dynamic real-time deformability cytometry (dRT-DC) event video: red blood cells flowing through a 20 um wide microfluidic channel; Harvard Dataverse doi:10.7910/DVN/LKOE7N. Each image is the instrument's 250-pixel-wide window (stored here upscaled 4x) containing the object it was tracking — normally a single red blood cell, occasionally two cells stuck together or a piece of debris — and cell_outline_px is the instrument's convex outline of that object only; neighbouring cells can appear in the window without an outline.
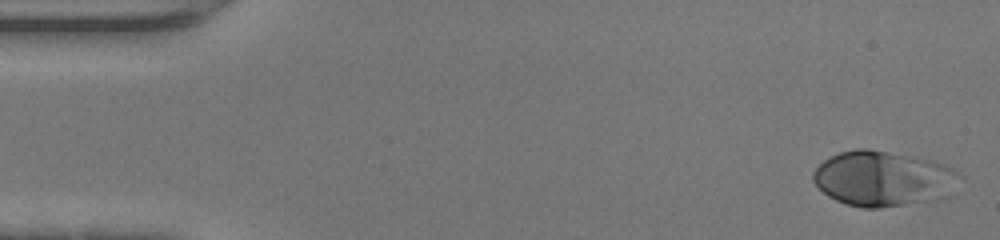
{"species": "human", "species_latin": "Homo sapiens", "temperature_condition": "warm", "stored_images_in_passage": 46, "camera_frame_rate_fps": 3000, "um_per_image_px": 0.085, "donor": {"sex": "female"}, "frame": {"image": 1, "passage_image": 1, "time_ms": 0.0, "image_size_px": [1000, 240], "cell_outline_px": [[964, 176], [956, 196], [944, 200], [880, 208], [864, 208], [848, 204], [836, 200], [828, 196], [812, 180], [812, 172], [824, 160], [840, 152], [856, 148], [868, 148], [936, 160], [952, 168]], "centroid_in_image_um": [75.24, 15.2], "position_along_channel_um": 9.8, "area_um2": 48.67}}
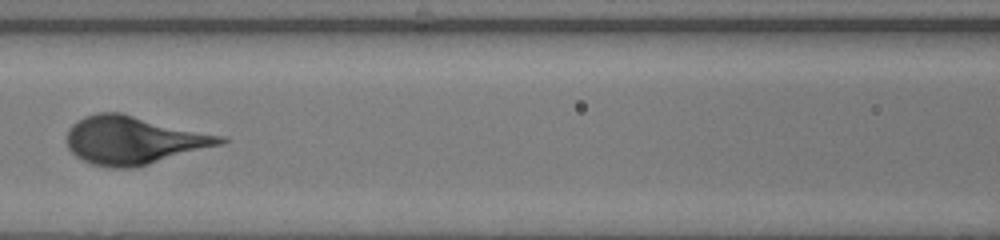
{"frame": {"image": 2, "passage_image": 20, "time_ms": 6.333, "image_size_px": [1000, 240], "cell_outline_px": [[228, 140], [224, 144], [136, 168], [112, 168], [92, 164], [76, 156], [68, 148], [68, 128], [72, 124], [84, 116], [96, 112], [120, 112], [228, 136]], "centroid_in_image_um": [11.43, 11.91], "position_along_channel_um": 155.2, "area_um2": 43.58}}
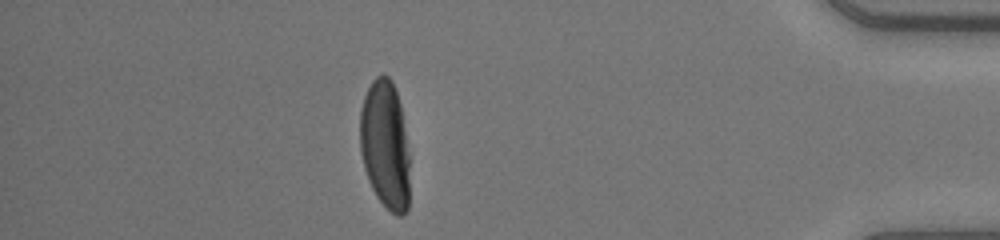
{"frame": {"image": 3, "passage_image": 40, "time_ms": 13.0, "image_size_px": [1000, 240], "cell_outline_px": [[408, 208], [400, 216], [396, 216], [376, 196], [368, 180], [364, 168], [360, 152], [360, 112], [364, 96], [372, 80], [376, 76], [388, 76], [392, 80], [400, 104], [408, 152]], "centroid_in_image_um": [32.71, 12.31], "position_along_channel_um": 402.5, "area_um2": 36.88}}